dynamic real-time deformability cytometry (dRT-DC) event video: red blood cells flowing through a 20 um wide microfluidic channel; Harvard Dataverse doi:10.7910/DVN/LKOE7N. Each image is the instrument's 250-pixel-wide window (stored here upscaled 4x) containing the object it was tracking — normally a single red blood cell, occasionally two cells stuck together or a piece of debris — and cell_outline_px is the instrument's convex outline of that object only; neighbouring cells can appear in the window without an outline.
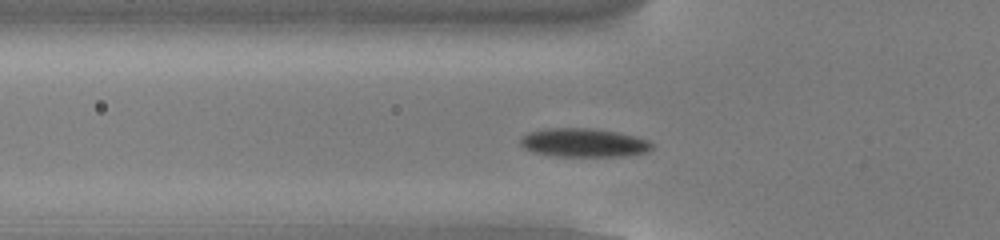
{"species": "common noctule bat (a hibernating species)", "species_latin": "Nyctalus noctula", "temperature_condition": "cold", "stored_images_in_passage": 45, "camera_frame_rate_fps": 3000, "um_per_image_px": 0.085, "animal": {"sex": "male", "body_mass_g": 13.0, "forearm_length_mm": 53.1}, "frame": {"image": 1, "passage_image": 10, "time_ms": 3.0, "image_size_px": [1000, 240], "cell_outline_px": [[652, 148], [648, 152], [624, 156], [556, 156], [532, 152], [524, 148], [520, 144], [520, 136], [528, 132], [548, 128], [596, 128], [620, 132], [636, 136], [648, 140], [652, 144]], "centroid_in_image_um": [49.61, 12.12], "position_along_channel_um": 76.2, "area_um2": 22.25}}
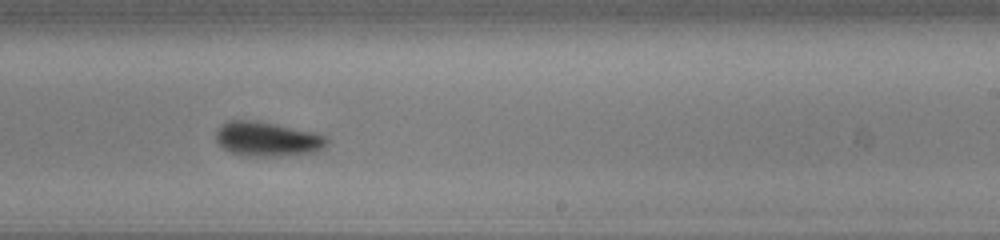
{"frame": {"image": 2, "passage_image": 25, "time_ms": 8.0, "image_size_px": [1000, 240], "cell_outline_px": [[328, 140], [324, 148], [312, 152], [280, 156], [248, 156], [232, 152], [224, 148], [216, 140], [216, 132], [228, 120], [248, 120], [276, 124], [312, 132], [324, 136]], "centroid_in_image_um": [22.71, 11.82], "position_along_channel_um": 266.3, "area_um2": 21.79}}
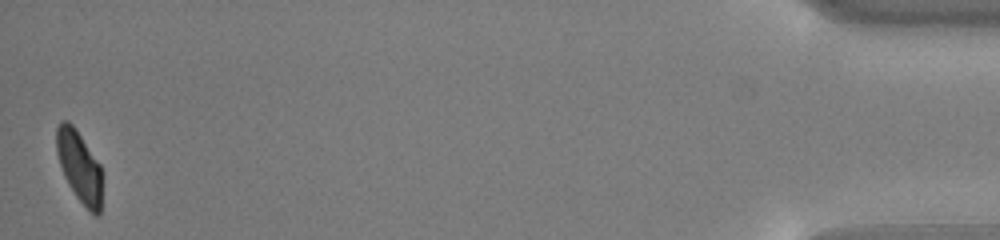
{"frame": {"image": 3, "passage_image": 45, "time_ms": 14.667, "image_size_px": [1000, 240], "cell_outline_px": [[100, 216], [96, 216], [76, 196], [68, 184], [64, 176], [56, 152], [56, 128], [60, 120], [68, 120], [76, 128], [100, 164]], "centroid_in_image_um": [6.7, 14.08], "position_along_channel_um": 428.5, "area_um2": 18.67}, "authors_computed_cell_mechanics": {"area_um2": 21.5016, "velocity_mm_per_s": 3.8019, "shape_relaxation_time_tau1_ms": 2.1194, "shape_relaxation_time_tau2_ms": 7.5525, "deformation_change_tau1": 0.14, "deformation_change_tau2": 0.1051}}